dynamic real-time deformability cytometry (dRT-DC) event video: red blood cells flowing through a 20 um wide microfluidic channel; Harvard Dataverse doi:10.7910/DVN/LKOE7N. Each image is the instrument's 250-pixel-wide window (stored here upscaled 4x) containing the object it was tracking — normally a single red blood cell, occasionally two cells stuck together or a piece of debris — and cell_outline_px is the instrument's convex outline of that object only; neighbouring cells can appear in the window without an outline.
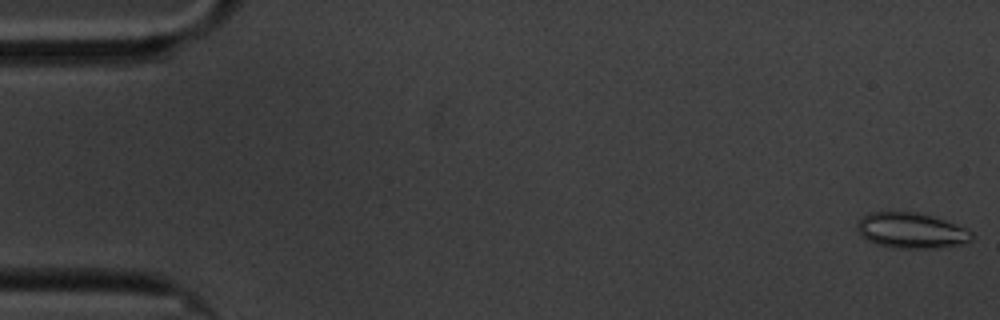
{"species": "common noctule bat (a hibernating species)", "species_latin": "Nyctalus noctula", "temperature_condition": "cold", "stored_images_in_passage": 16, "camera_frame_rate_fps": 3000, "um_per_image_px": 0.085, "animal": {"sex": "male", "body_mass_g": 20.1, "forearm_length_mm": 53.5}, "frame": {"image": 1, "passage_image": 1, "time_ms": 0.0, "image_size_px": [1000, 320], "cell_outline_px": [[972, 240], [960, 244], [936, 248], [892, 248], [868, 240], [856, 228], [856, 224], [864, 216], [872, 212], [916, 212], [932, 216], [944, 220], [964, 228], [972, 232]], "centroid_in_image_um": [77.46, 19.6], "position_along_channel_um": 7.5, "area_um2": 23.29}}